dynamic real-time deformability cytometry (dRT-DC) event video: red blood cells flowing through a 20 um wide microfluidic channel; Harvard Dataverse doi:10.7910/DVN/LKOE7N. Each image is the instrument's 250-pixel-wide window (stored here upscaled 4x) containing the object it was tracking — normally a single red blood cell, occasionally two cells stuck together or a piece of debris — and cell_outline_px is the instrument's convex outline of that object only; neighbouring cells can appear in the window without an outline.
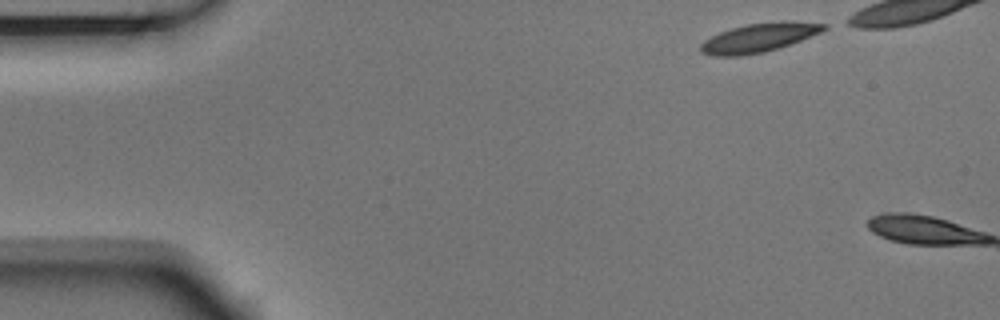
{"species": "Egyptian fruit bat (a non-hibernating species)", "species_latin": "Rousettus aegyptiacus", "temperature_condition": "room temperature", "stored_images_in_passage": 2, "camera_frame_rate_fps": 3000, "um_per_image_px": 0.085, "animal": {"sex": "male"}, "frame": {"image": 1, "passage_image": 1, "time_ms": 0.0, "image_size_px": [1000, 320], "cell_outline_px": [[828, 28], [820, 32], [792, 44], [780, 48], [764, 52], [740, 56], [712, 56], [700, 52], [700, 44], [704, 40], [720, 32], [744, 24], [780, 20], [792, 20], [828, 24]], "centroid_in_image_um": [64.54, 3.19], "position_along_channel_um": 20.5, "area_um2": 21.15}}